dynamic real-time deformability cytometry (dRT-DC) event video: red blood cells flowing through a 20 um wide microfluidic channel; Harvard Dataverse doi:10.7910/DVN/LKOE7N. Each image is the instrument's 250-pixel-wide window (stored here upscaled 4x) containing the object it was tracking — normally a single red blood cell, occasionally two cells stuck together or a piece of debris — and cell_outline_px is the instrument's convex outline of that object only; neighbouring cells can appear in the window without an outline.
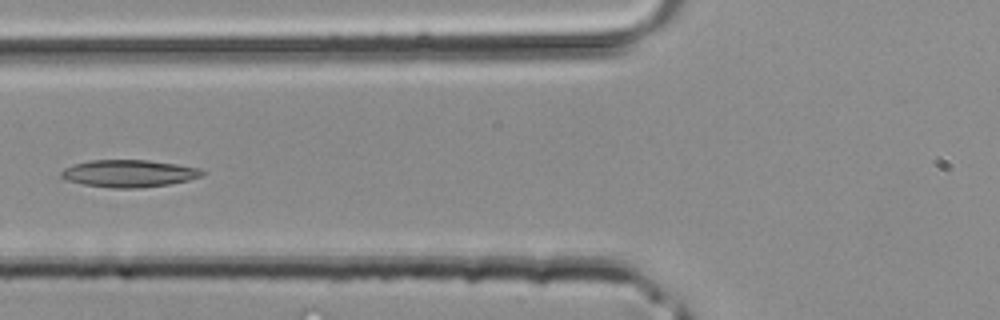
{"species": "common noctule bat (a hibernating species)", "species_latin": "Nyctalus noctula", "temperature_condition": "room temperature", "stored_images_in_passage": 31, "camera_frame_rate_fps": 3000, "um_per_image_px": 0.085, "animal": {"sex": "male", "body_mass_g": 20.4}, "frame": {"image": 1, "passage_image": 7, "time_ms": 2.0, "image_size_px": [1000, 320], "cell_outline_px": [[208, 172], [204, 176], [188, 180], [168, 184], [136, 188], [112, 188], [84, 184], [68, 180], [60, 176], [60, 172], [64, 168], [72, 164], [92, 160], [148, 160], [176, 164], [200, 168]], "centroid_in_image_um": [10.99, 14.73], "position_along_channel_um": 114.8, "area_um2": 22.43}}
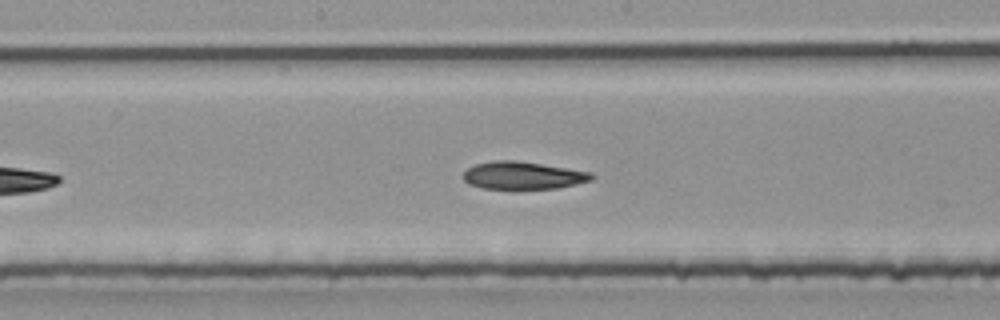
{"frame": {"image": 2, "passage_image": 12, "time_ms": 3.667, "image_size_px": [1000, 320], "cell_outline_px": [[596, 176], [592, 180], [576, 184], [556, 188], [480, 188], [468, 184], [464, 180], [464, 172], [468, 168], [476, 164], [492, 160], [516, 160], [592, 172]], "centroid_in_image_um": [44.46, 14.9], "position_along_channel_um": 203.7, "area_um2": 20.52}}
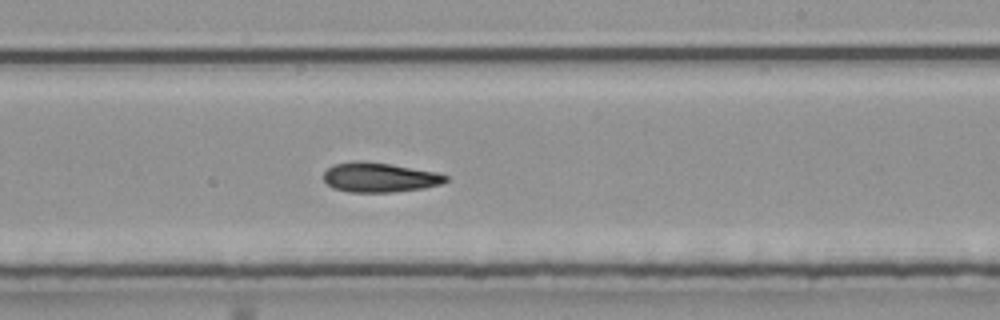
{"frame": {"image": 3, "passage_image": 15, "time_ms": 4.667, "image_size_px": [1000, 320], "cell_outline_px": [[448, 180], [440, 184], [424, 188], [392, 192], [348, 192], [332, 188], [324, 180], [324, 172], [332, 164], [360, 160], [392, 164], [436, 172], [448, 176]], "centroid_in_image_um": [32.24, 15.07], "position_along_channel_um": 256.8, "area_um2": 21.15}}